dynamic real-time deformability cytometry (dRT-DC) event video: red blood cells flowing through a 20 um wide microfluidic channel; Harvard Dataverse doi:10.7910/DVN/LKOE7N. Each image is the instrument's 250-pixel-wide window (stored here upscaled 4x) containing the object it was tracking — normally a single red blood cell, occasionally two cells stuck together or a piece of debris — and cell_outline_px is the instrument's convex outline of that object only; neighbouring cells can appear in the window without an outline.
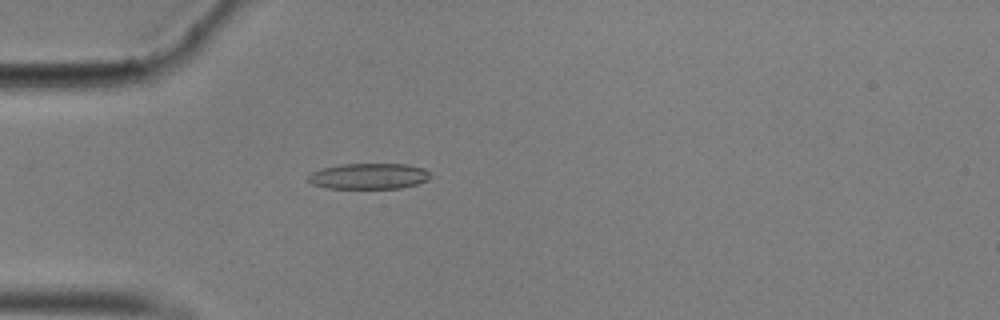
{"species": "common noctule bat (a hibernating species)", "species_latin": "Nyctalus noctula", "temperature_condition": "cold", "stored_images_in_passage": 36, "camera_frame_rate_fps": 3000, "um_per_image_px": 0.085, "animal": {"sex": "male", "body_mass_g": 17.9}, "frame": {"image": 1, "passage_image": 2, "time_ms": 0.333, "image_size_px": [1000, 320], "cell_outline_px": [[432, 176], [428, 180], [416, 184], [400, 188], [324, 188], [312, 184], [308, 180], [308, 176], [312, 172], [324, 168], [340, 164], [408, 164], [424, 168], [432, 172]], "centroid_in_image_um": [31.4, 14.97], "position_along_channel_um": 53.6, "area_um2": 18.5}}
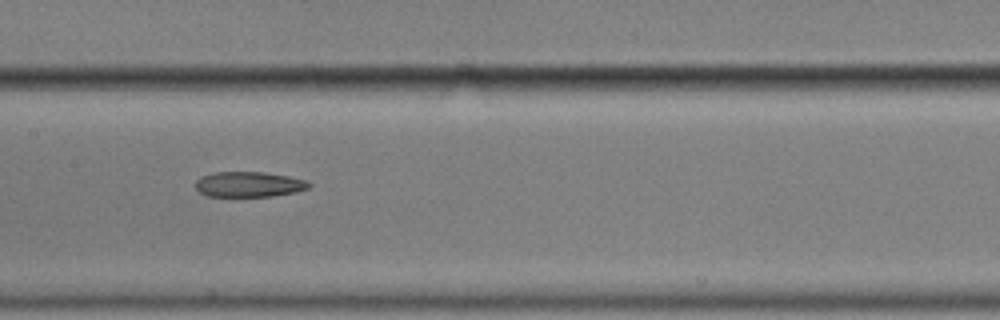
{"frame": {"image": 2, "passage_image": 14, "time_ms": 4.333, "image_size_px": [1000, 320], "cell_outline_px": [[312, 184], [308, 188], [296, 192], [272, 196], [208, 196], [200, 192], [196, 188], [196, 180], [200, 176], [216, 172], [264, 172], [288, 176], [308, 180]], "centroid_in_image_um": [21.18, 15.66], "position_along_channel_um": 186.2, "area_um2": 16.76}}
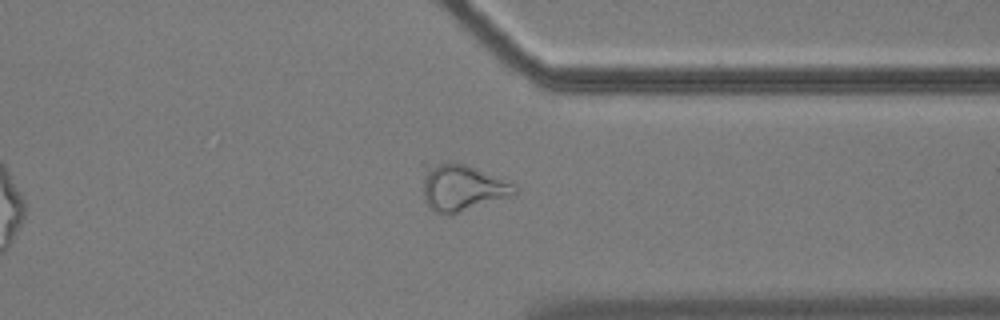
{"frame": {"image": 3, "passage_image": 30, "time_ms": 9.667, "image_size_px": [1000, 320], "cell_outline_px": [[520, 192], [516, 196], [448, 216], [436, 212], [428, 208], [424, 200], [420, 164], [420, 160], [452, 160], [476, 168], [496, 176], [520, 188]], "centroid_in_image_um": [39.19, 15.9], "position_along_channel_um": 372.2, "area_um2": 26.82}, "authors_computed_cell_mechanics": {"area_um2": 18.3515, "velocity_mm_per_s": 3.5145, "shape_relaxation_time_tau1_ms": null, "shape_relaxation_time_tau2_ms": 4.4098, "deformation_change_tau1": null, "deformation_change_tau2": 0.1349}}